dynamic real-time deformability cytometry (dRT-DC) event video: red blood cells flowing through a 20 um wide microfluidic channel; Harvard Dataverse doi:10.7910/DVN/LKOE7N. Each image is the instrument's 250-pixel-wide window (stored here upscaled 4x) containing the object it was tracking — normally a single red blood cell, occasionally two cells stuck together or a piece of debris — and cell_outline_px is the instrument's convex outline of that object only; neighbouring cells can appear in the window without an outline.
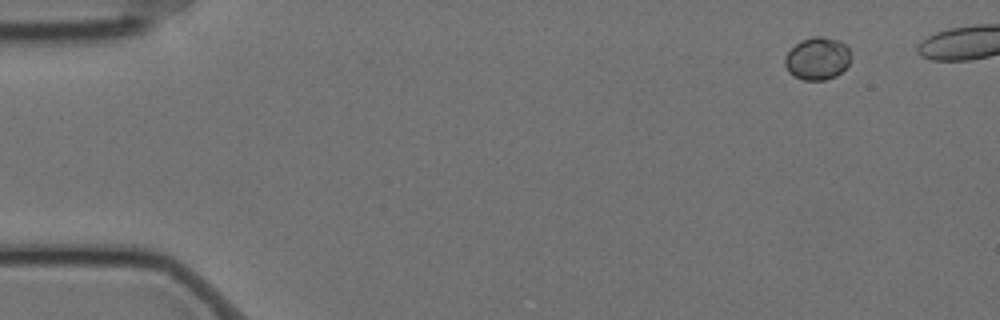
{"species": "Egyptian fruit bat (a non-hibernating species)", "species_latin": "Rousettus aegyptiacus", "temperature_condition": "cold", "stored_images_in_passage": 47, "camera_frame_rate_fps": 3000, "um_per_image_px": 0.085, "animal": {"sex": "female"}, "frame": {"image": 1, "passage_image": 1, "time_ms": 0.0, "image_size_px": [1000, 320], "cell_outline_px": [[852, 56], [848, 64], [836, 76], [824, 80], [804, 80], [788, 72], [784, 64], [784, 56], [800, 40], [812, 36], [824, 36], [840, 40], [848, 48]], "centroid_in_image_um": [69.48, 4.95], "position_along_channel_um": 15.5, "area_um2": 16.47}}
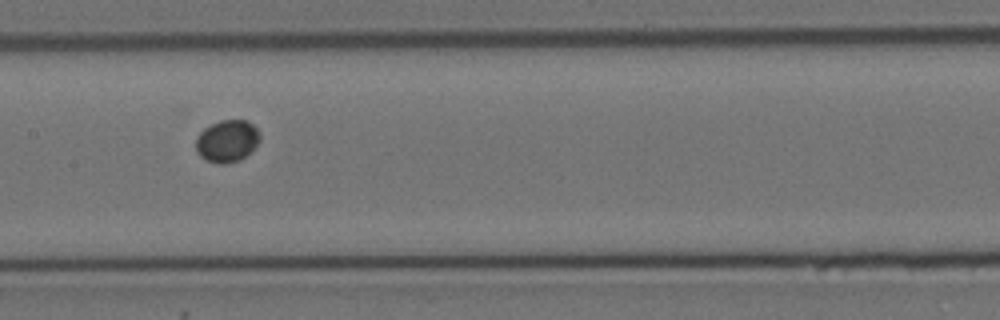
{"frame": {"image": 2, "passage_image": 25, "time_ms": 8.0, "image_size_px": [1000, 320], "cell_outline_px": [[260, 140], [240, 160], [224, 164], [220, 164], [208, 160], [200, 156], [196, 152], [196, 136], [204, 128], [220, 120], [248, 120], [260, 132]], "centroid_in_image_um": [19.29, 11.97], "position_along_channel_um": 188.1, "area_um2": 15.61}}
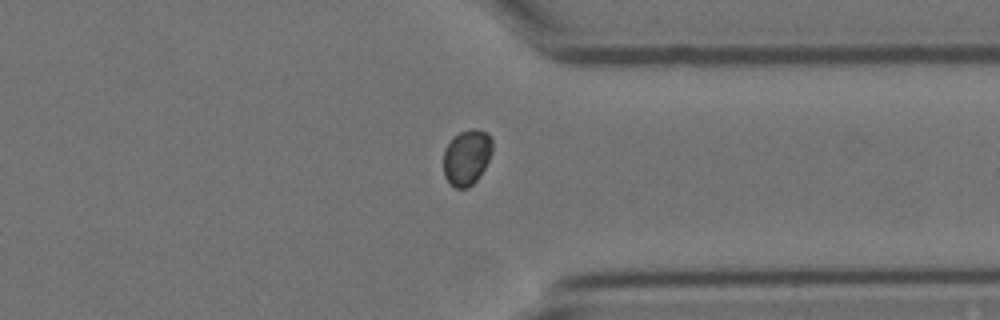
{"frame": {"image": 3, "passage_image": 41, "time_ms": 13.333, "image_size_px": [1000, 320], "cell_outline_px": [[492, 152], [484, 168], [476, 180], [468, 188], [456, 188], [444, 176], [444, 148], [460, 132], [472, 128], [476, 128], [492, 136]], "centroid_in_image_um": [39.69, 13.36], "position_along_channel_um": 371.7, "area_um2": 15.61}}